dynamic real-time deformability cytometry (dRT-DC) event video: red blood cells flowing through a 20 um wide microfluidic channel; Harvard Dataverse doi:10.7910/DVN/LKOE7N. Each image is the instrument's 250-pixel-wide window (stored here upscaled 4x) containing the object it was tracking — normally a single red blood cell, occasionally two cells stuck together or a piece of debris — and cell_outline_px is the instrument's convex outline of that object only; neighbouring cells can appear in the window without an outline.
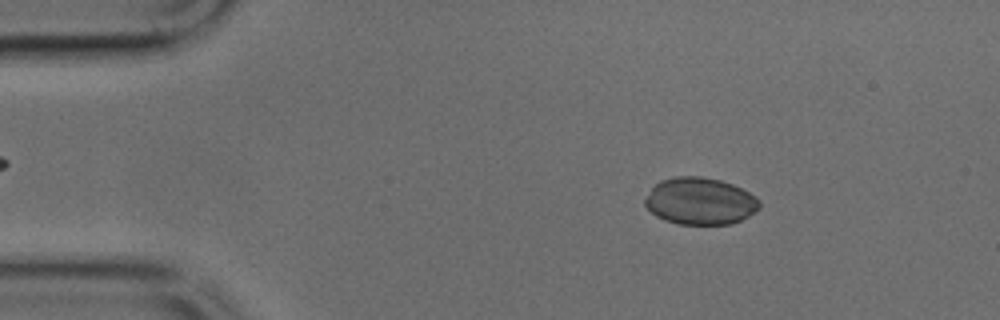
{"species": "common noctule bat (a hibernating species)", "species_latin": "Nyctalus noctula", "temperature_condition": "cold", "stored_images_in_passage": 48, "camera_frame_rate_fps": 3000, "um_per_image_px": 0.085, "animal": {"sex": "male", "body_mass_g": 17.9, "forearm_length_mm": 54.2}, "frame": {"image": 1, "passage_image": 7, "time_ms": 2.0, "image_size_px": [1000, 320], "cell_outline_px": [[760, 208], [748, 216], [732, 224], [680, 224], [664, 220], [656, 216], [644, 204], [644, 200], [652, 188], [660, 180], [676, 176], [700, 176], [720, 180], [732, 184], [756, 196], [760, 200]], "centroid_in_image_um": [59.51, 17.09], "position_along_channel_um": 25.5, "area_um2": 31.33}}
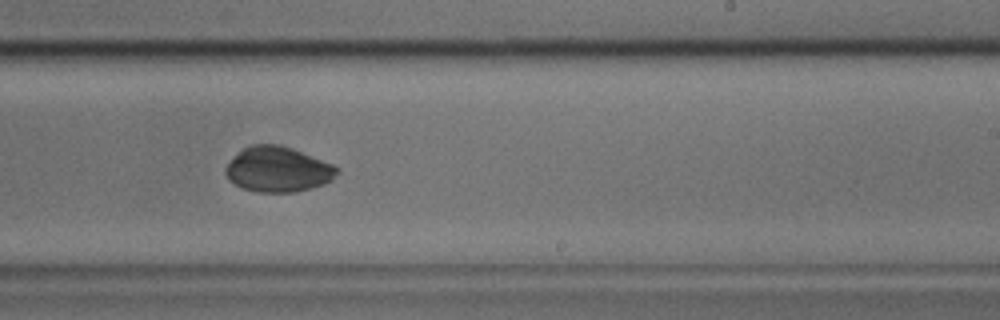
{"frame": {"image": 2, "passage_image": 29, "time_ms": 9.333, "image_size_px": [1000, 320], "cell_outline_px": [[340, 172], [332, 180], [324, 184], [312, 188], [292, 192], [260, 192], [244, 188], [228, 180], [224, 172], [224, 168], [244, 148], [252, 144], [276, 144], [292, 148], [332, 164], [340, 168]], "centroid_in_image_um": [23.65, 14.4], "position_along_channel_um": 265.3, "area_um2": 29.19}}
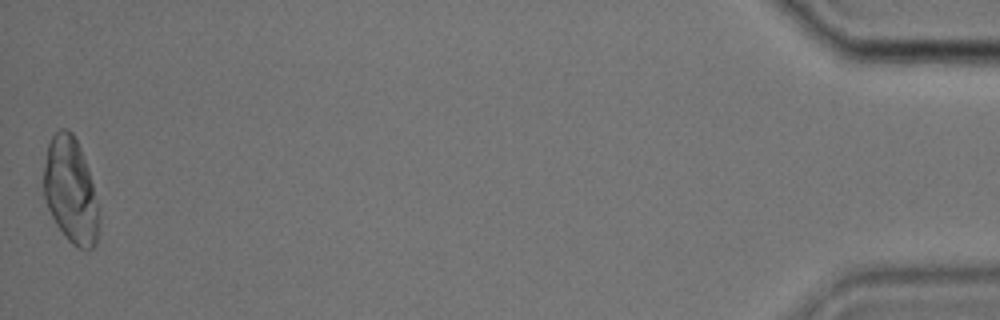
{"frame": {"image": 3, "passage_image": 48, "time_ms": 15.667, "image_size_px": [1000, 320], "cell_outline_px": [[96, 244], [88, 252], [72, 244], [64, 236], [56, 224], [48, 208], [44, 196], [44, 164], [48, 144], [52, 136], [60, 128], [68, 128], [72, 132], [80, 148], [92, 184], [96, 204]], "centroid_in_image_um": [5.95, 16.19], "position_along_channel_um": 429.2, "area_um2": 33.12}}